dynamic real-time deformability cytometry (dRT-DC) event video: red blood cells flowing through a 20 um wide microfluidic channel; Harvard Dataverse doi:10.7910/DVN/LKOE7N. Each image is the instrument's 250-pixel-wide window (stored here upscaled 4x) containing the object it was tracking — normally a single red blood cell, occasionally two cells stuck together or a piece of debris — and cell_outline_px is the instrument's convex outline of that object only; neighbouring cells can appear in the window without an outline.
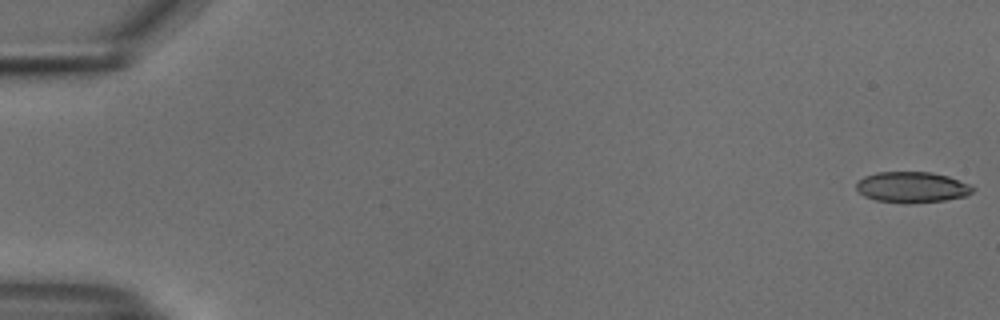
{"species": "common noctule bat (a hibernating species)", "species_latin": "Nyctalus noctula", "temperature_condition": "cold", "stored_images_in_passage": 54, "camera_frame_rate_fps": 3000, "um_per_image_px": 0.085, "animal": {"sex": "male", "body_mass_g": 18.8}, "frame": {"image": 1, "passage_image": 1, "time_ms": 0.0, "image_size_px": [1000, 320], "cell_outline_px": [[976, 188], [972, 192], [964, 196], [944, 200], [908, 204], [904, 204], [876, 200], [864, 196], [856, 188], [856, 184], [864, 176], [876, 172], [932, 172], [948, 176], [972, 184]], "centroid_in_image_um": [77.54, 15.91], "position_along_channel_um": 7.5, "area_um2": 21.1}}
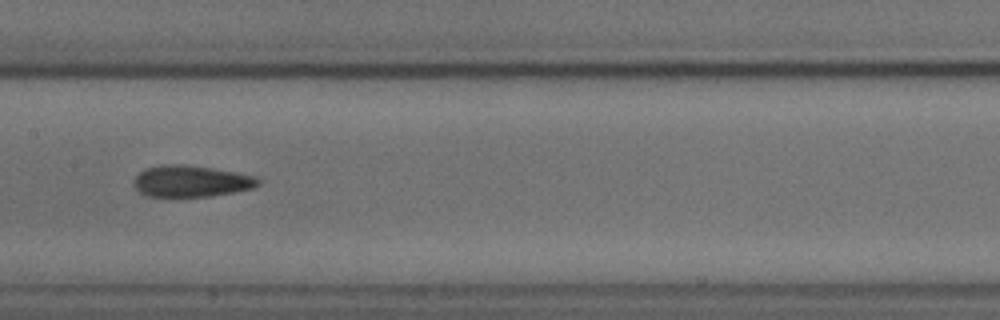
{"frame": {"image": 2, "passage_image": 28, "time_ms": 9.0, "image_size_px": [1000, 320], "cell_outline_px": [[260, 184], [252, 188], [232, 192], [208, 196], [148, 196], [140, 192], [132, 184], [136, 176], [144, 168], [160, 164], [180, 164], [212, 168], [256, 176], [260, 180]], "centroid_in_image_um": [16.21, 15.39], "position_along_channel_um": 191.2, "area_um2": 22.66}}
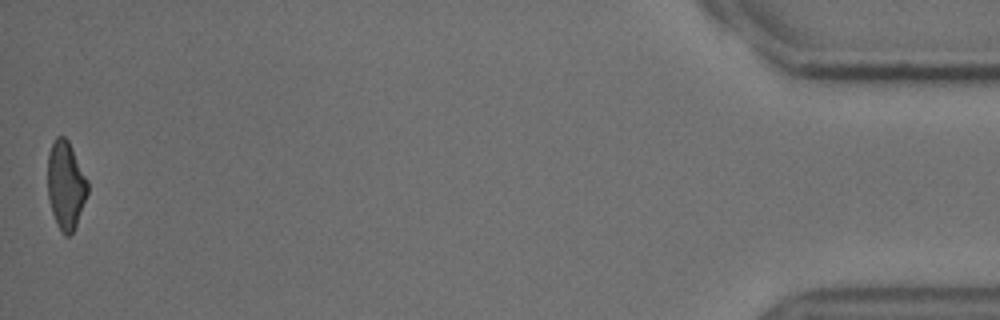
{"frame": {"image": 3, "passage_image": 54, "time_ms": 17.667, "image_size_px": [1000, 320], "cell_outline_px": [[88, 192], [76, 224], [72, 232], [68, 236], [64, 236], [52, 212], [48, 196], [48, 152], [56, 136], [64, 136], [68, 140], [88, 180]], "centroid_in_image_um": [5.59, 15.7], "position_along_channel_um": 429.6, "area_um2": 20.23}, "authors_computed_cell_mechanics": {"area_um2": 22.253, "velocity_mm_per_s": 3.7609, "shape_relaxation_time_tau1_ms": 9.5411, "shape_relaxation_time_tau2_ms": 2.5146, "deformation_change_tau1": 0.207, "deformation_change_tau2": 0.1069}}